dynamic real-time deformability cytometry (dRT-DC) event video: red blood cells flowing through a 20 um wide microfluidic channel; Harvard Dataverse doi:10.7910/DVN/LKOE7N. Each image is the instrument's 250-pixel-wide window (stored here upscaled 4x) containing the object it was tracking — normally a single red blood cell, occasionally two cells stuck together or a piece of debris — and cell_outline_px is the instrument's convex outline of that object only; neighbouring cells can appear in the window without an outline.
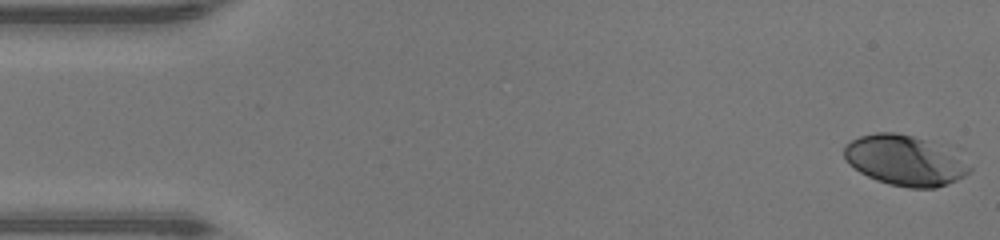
{"species": "human", "species_latin": "Homo sapiens", "temperature_condition": "warm", "stored_images_in_passage": 47, "camera_frame_rate_fps": 3000, "um_per_image_px": 0.085, "donor": {"sex": "male"}, "frame": {"image": 1, "passage_image": 1, "time_ms": 0.0, "image_size_px": [1000, 240], "cell_outline_px": [[972, 168], [964, 176], [948, 184], [936, 188], [908, 188], [888, 184], [876, 180], [860, 172], [848, 164], [844, 156], [844, 144], [860, 136], [876, 132], [896, 132], [912, 136], [924, 140]], "centroid_in_image_um": [76.76, 13.67], "position_along_channel_um": 8.2, "area_um2": 35.49}}
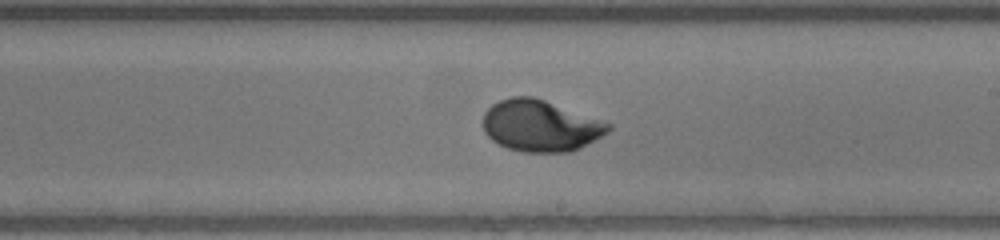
{"frame": {"image": 2, "passage_image": 27, "time_ms": 8.667, "image_size_px": [1000, 240], "cell_outline_px": [[612, 128], [608, 132], [580, 148], [572, 152], [524, 152], [508, 148], [492, 140], [484, 132], [480, 120], [484, 112], [492, 104], [500, 100], [512, 96], [532, 96], [544, 100], [612, 124]], "centroid_in_image_um": [45.89, 10.69], "position_along_channel_um": 243.1, "area_um2": 37.57}}
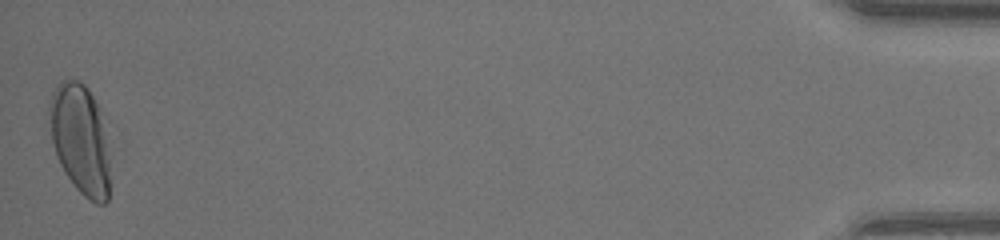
{"frame": {"image": 3, "passage_image": 47, "time_ms": 15.333, "image_size_px": [1000, 240], "cell_outline_px": [[112, 152], [108, 200], [104, 204], [96, 204], [84, 196], [76, 188], [64, 172], [56, 156], [52, 144], [48, 112], [48, 104], [52, 92], [60, 80], [80, 80], [88, 88], [100, 112]], "centroid_in_image_um": [6.85, 11.86], "position_along_channel_um": 428.4, "area_um2": 39.94}, "authors_computed_cell_mechanics": {"area_um2": 36.0094, "velocity_mm_per_s": 4.3471, "shape_relaxation_time_tau1_ms": 3.457, "shape_relaxation_time_tau2_ms": null, "deformation_change_tau1": 0.2036, "deformation_change_tau2": null}}